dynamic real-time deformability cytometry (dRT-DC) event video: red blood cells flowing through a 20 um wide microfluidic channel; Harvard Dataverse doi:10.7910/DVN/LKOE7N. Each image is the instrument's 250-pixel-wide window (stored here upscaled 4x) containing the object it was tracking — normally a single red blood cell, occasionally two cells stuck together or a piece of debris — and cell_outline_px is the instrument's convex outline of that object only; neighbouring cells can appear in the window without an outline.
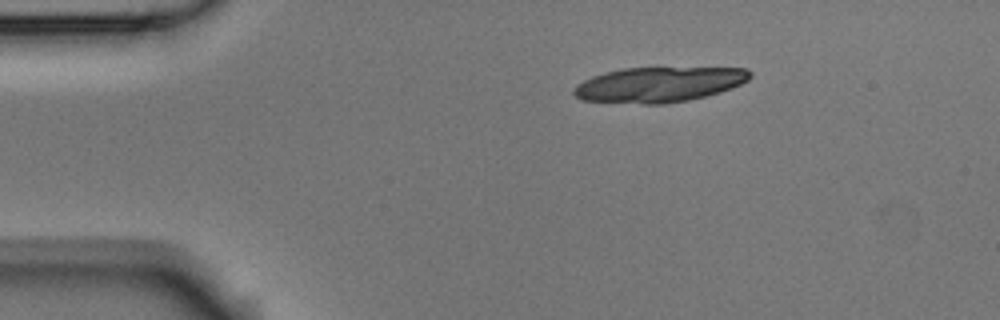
{"species": "Egyptian fruit bat (a non-hibernating species)", "species_latin": "Rousettus aegyptiacus", "temperature_condition": "room temperature", "stored_images_in_passage": 4, "camera_frame_rate_fps": 3000, "um_per_image_px": 0.085, "animal": {"sex": "male"}, "frame": {"image": 1, "passage_image": 1, "time_ms": 0.0, "image_size_px": [1000, 320], "cell_outline_px": [[752, 76], [748, 80], [740, 84], [720, 92], [688, 100], [664, 104], [644, 104], [580, 100], [572, 92], [576, 84], [592, 76], [604, 72], [624, 68], [744, 68], [752, 72]], "centroid_in_image_um": [55.98, 7.19], "position_along_channel_um": 29.0, "area_um2": 36.01}}